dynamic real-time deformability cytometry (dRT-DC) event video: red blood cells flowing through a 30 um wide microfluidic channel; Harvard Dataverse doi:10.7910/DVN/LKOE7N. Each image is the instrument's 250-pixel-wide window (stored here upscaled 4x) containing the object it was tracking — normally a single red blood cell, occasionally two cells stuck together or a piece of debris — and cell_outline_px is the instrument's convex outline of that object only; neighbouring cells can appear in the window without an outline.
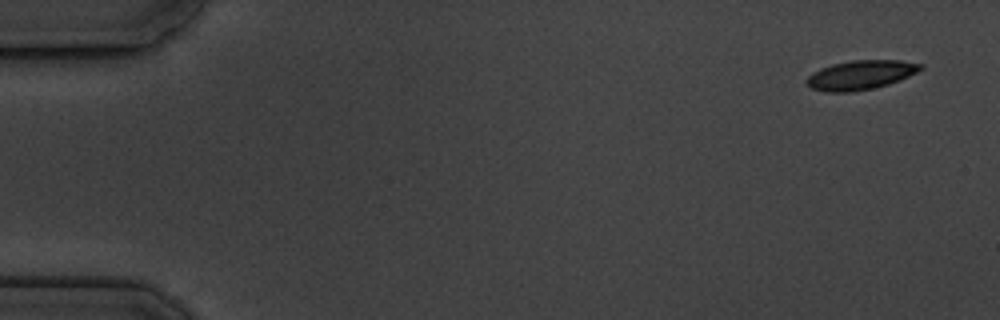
{"species": "common noctule bat (a hibernating species)", "species_latin": "Nyctalus noctula", "temperature_condition": "cold", "stored_images_in_passage": 4, "camera_frame_rate_fps": 3000, "um_per_image_px": 0.085, "animal": {"sex": "male", "body_mass_g": 19.5, "forearm_length_mm": 54.6}, "frame": {"image": 1, "passage_image": 1, "time_ms": 0.0, "image_size_px": [1000, 320], "cell_outline_px": [[924, 68], [900, 80], [888, 84], [872, 88], [852, 92], [824, 92], [812, 88], [804, 80], [812, 72], [820, 68], [832, 64], [852, 60], [900, 60], [924, 64]], "centroid_in_image_um": [73.14, 6.36], "position_along_channel_um": 11.9, "area_um2": 19.48}}